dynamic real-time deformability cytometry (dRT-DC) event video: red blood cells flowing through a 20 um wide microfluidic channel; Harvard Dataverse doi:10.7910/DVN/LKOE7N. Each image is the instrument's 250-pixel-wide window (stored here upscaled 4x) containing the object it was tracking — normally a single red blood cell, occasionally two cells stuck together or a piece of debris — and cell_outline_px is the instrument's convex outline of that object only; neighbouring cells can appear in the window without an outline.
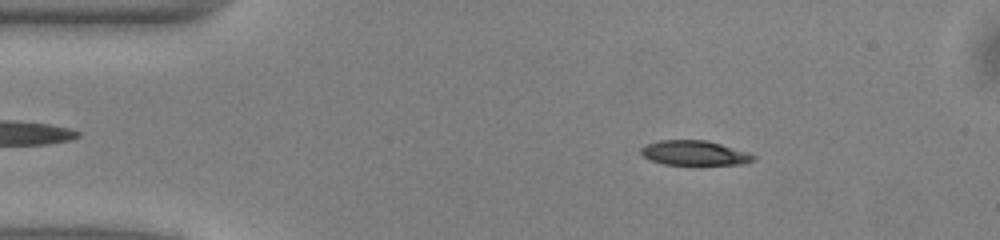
{"species": "common noctule bat (a hibernating species)", "species_latin": "Nyctalus noctula", "temperature_condition": "warm", "stored_images_in_passage": 41, "camera_frame_rate_fps": 3000, "um_per_image_px": 0.085, "animal": {"sex": "male", "body_mass_g": 13.0, "forearm_length_mm": 53.1}, "frame": {"image": 1, "passage_image": 6, "time_ms": 1.667, "image_size_px": [1000, 240], "cell_outline_px": [[756, 160], [744, 164], [664, 164], [652, 160], [644, 156], [640, 152], [640, 148], [644, 144], [660, 140], [708, 140], [748, 152], [756, 156]], "centroid_in_image_um": [59.04, 12.99], "position_along_channel_um": 26.0, "area_um2": 16.18}}
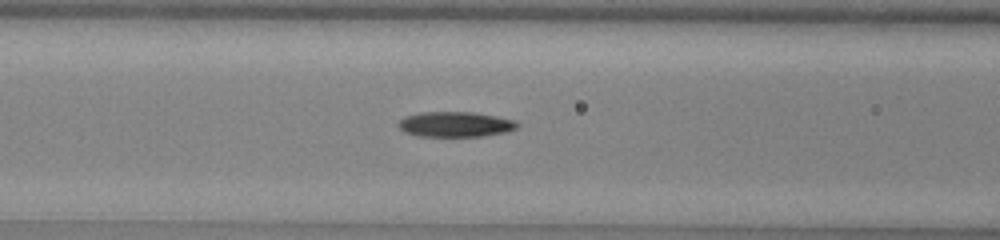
{"frame": {"image": 2, "passage_image": 18, "time_ms": 5.667, "image_size_px": [1000, 240], "cell_outline_px": [[520, 124], [516, 128], [508, 132], [484, 136], [416, 136], [404, 132], [396, 124], [404, 116], [420, 112], [472, 112], [496, 116], [516, 120]], "centroid_in_image_um": [38.7, 10.57], "position_along_channel_um": 127.9, "area_um2": 17.69}}
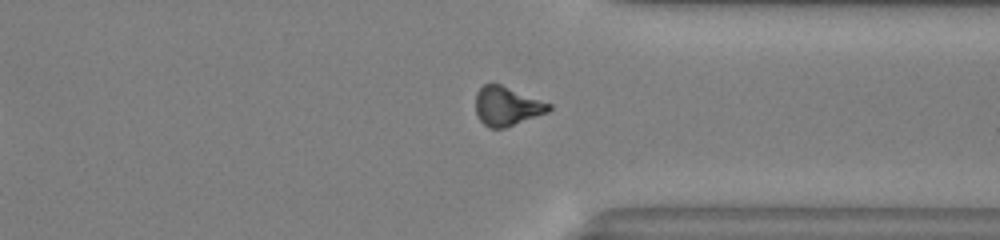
{"frame": {"image": 3, "passage_image": 36, "time_ms": 11.667, "image_size_px": [1000, 240], "cell_outline_px": [[552, 108], [548, 112], [504, 128], [488, 128], [480, 120], [476, 112], [476, 92], [484, 84], [500, 84], [552, 104]], "centroid_in_image_um": [43.09, 9.03], "position_along_channel_um": 368.3, "area_um2": 16.53}, "authors_computed_cell_mechanics": {"area_um2": 17.051, "velocity_mm_per_s": 4.0387, "shape_relaxation_time_tau1_ms": 5.5255, "shape_relaxation_time_tau2_ms": 7.9289, "deformation_change_tau1": 0.1713, "deformation_change_tau2": 0.1816}}